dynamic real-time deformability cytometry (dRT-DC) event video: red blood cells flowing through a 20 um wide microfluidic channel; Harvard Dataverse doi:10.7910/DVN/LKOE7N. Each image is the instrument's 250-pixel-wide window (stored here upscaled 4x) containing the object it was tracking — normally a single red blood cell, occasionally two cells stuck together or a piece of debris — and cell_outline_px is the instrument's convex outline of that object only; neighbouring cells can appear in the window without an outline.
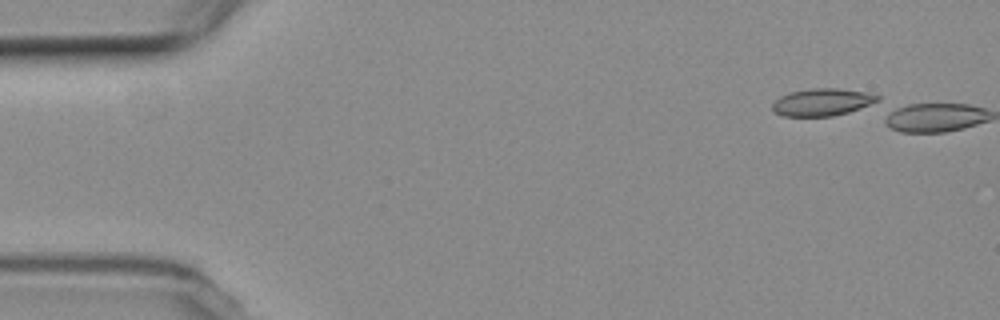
{"species": "common noctule bat (a hibernating species)", "species_latin": "Nyctalus noctula", "temperature_condition": "room temperature", "stored_images_in_passage": 2, "camera_frame_rate_fps": 3000, "um_per_image_px": 0.085, "animal": {"sex": "female", "body_mass_g": 19.3, "forearm_length_mm": 54.1}, "frame": {"image": 1, "passage_image": 1, "time_ms": 0.0, "image_size_px": [1000, 320], "cell_outline_px": [[880, 104], [832, 116], [784, 116], [776, 112], [772, 108], [772, 104], [780, 96], [792, 92], [812, 88], [836, 88], [868, 92], [880, 96]], "centroid_in_image_um": [70.01, 8.68], "position_along_channel_um": 15.0, "area_um2": 16.99}}